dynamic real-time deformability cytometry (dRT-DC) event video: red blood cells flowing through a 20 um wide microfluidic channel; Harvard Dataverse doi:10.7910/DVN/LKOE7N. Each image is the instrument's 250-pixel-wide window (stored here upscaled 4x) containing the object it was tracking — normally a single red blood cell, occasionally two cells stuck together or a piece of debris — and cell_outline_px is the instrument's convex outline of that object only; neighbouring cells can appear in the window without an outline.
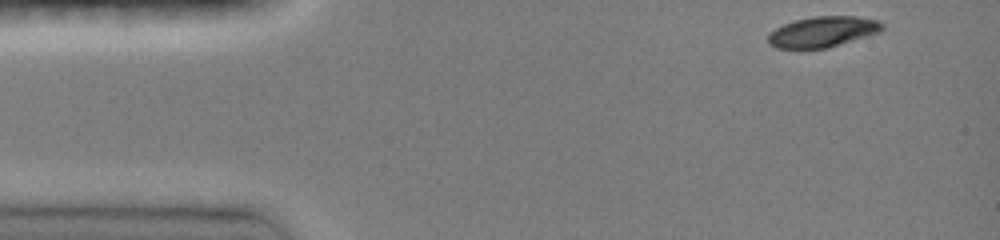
{"species": "common noctule bat (a hibernating species)", "species_latin": "Nyctalus noctula", "temperature_condition": "room temperature", "stored_images_in_passage": 40, "camera_frame_rate_fps": 3000, "um_per_image_px": 0.085, "animal": {"sex": "female", "body_mass_g": 19.0, "forearm_length_mm": 51.5}, "frame": {"image": 1, "passage_image": 1, "time_ms": 0.0, "image_size_px": [1000, 240], "cell_outline_px": [[884, 28], [880, 32], [828, 48], [776, 48], [768, 44], [768, 32], [792, 20], [812, 16], [856, 16], [880, 20], [884, 24]], "centroid_in_image_um": [69.93, 2.69], "position_along_channel_um": 15.1, "area_um2": 20.63}}
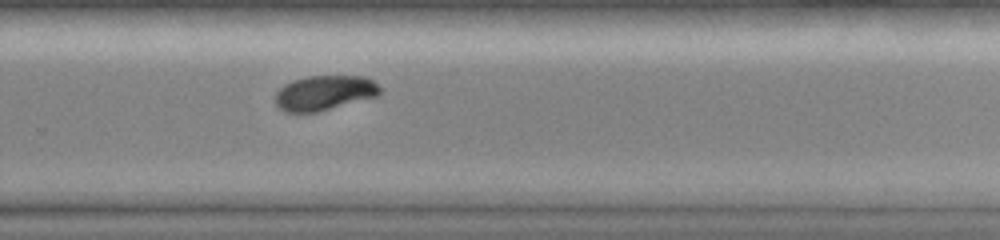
{"frame": {"image": 2, "passage_image": 29, "time_ms": 9.333, "image_size_px": [1000, 240], "cell_outline_px": [[380, 92], [376, 96], [316, 112], [284, 112], [276, 104], [276, 92], [280, 88], [292, 80], [308, 76], [368, 76], [380, 88]], "centroid_in_image_um": [27.56, 7.88], "position_along_channel_um": 302.2, "area_um2": 20.98}}
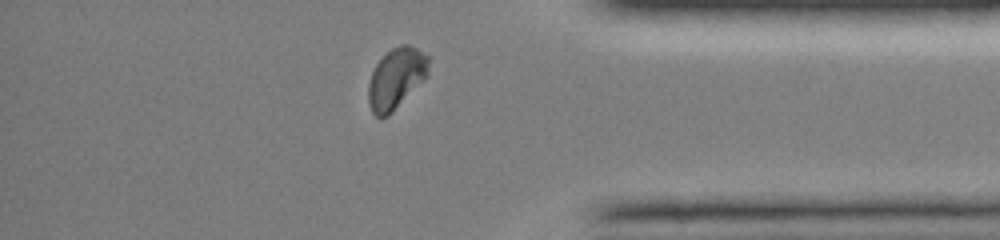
{"frame": {"image": 3, "passage_image": 37, "time_ms": 12.0, "image_size_px": [1000, 240], "cell_outline_px": [[428, 76], [388, 116], [376, 116], [372, 112], [368, 104], [368, 84], [372, 72], [376, 64], [392, 48], [400, 44], [408, 44], [416, 48], [428, 56]], "centroid_in_image_um": [33.67, 6.66], "position_along_channel_um": 401.5, "area_um2": 21.15}, "authors_computed_cell_mechanics": {"area_um2": 21.675, "velocity_mm_per_s": 4.0218, "shape_relaxation_time_tau1_ms": 2.5046, "shape_relaxation_time_tau2_ms": 5.0586, "deformation_change_tau1": 0.1152, "deformation_change_tau2": 0.0418}}